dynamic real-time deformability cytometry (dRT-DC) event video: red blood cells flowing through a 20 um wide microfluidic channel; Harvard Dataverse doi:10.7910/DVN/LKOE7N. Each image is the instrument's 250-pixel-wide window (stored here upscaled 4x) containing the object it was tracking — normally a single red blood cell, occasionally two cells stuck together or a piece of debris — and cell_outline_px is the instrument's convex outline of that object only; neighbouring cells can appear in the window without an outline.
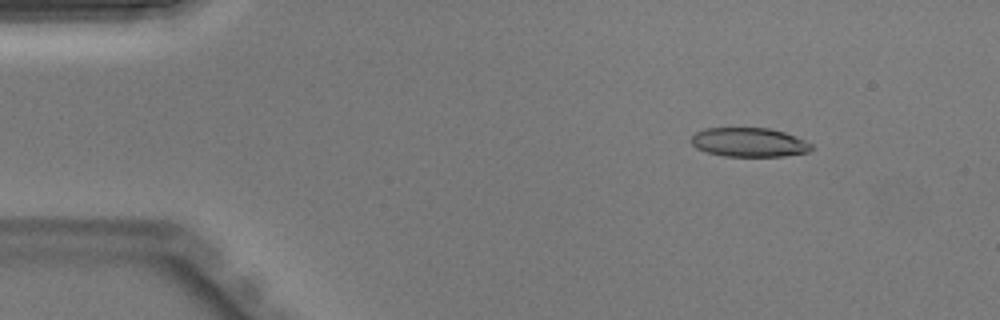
{"species": "Egyptian fruit bat (a non-hibernating species)", "species_latin": "Rousettus aegyptiacus", "temperature_condition": "warm", "stored_images_in_passage": 44, "camera_frame_rate_fps": 3000, "um_per_image_px": 0.085, "animal": {"sex": "male"}, "frame": {"image": 1, "passage_image": 5, "time_ms": 1.333, "image_size_px": [1000, 320], "cell_outline_px": [[812, 148], [808, 152], [784, 156], [724, 156], [708, 152], [696, 148], [688, 140], [696, 132], [704, 128], [768, 128], [784, 132], [796, 136], [812, 144]], "centroid_in_image_um": [63.65, 12.09], "position_along_channel_um": 21.4, "area_um2": 20.4}}
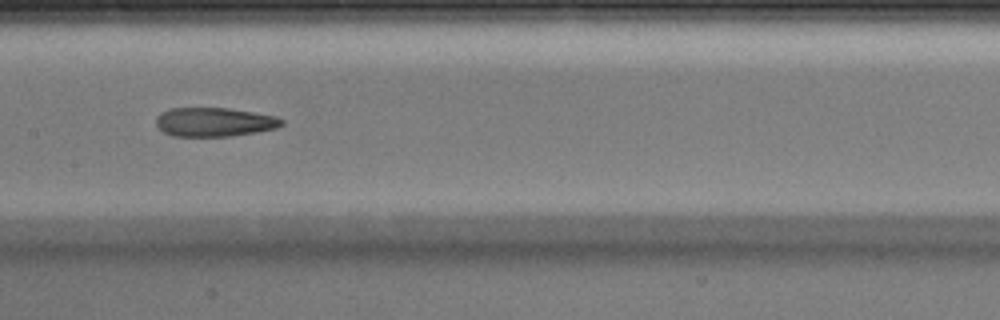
{"frame": {"image": 2, "passage_image": 21, "time_ms": 6.667, "image_size_px": [1000, 320], "cell_outline_px": [[284, 124], [276, 128], [256, 132], [232, 136], [172, 136], [164, 132], [156, 124], [156, 116], [160, 112], [172, 108], [228, 108], [276, 116], [284, 120]], "centroid_in_image_um": [18.22, 10.37], "position_along_channel_um": 189.2, "area_um2": 21.21}}
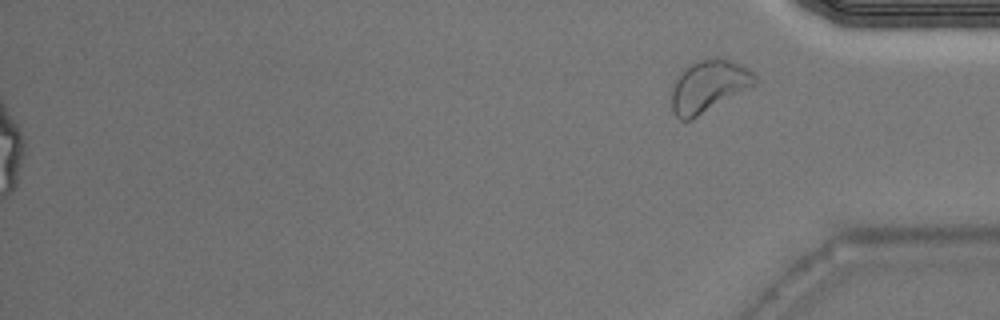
{"frame": {"image": 3, "passage_image": 44, "time_ms": 14.333, "image_size_px": [1000, 320], "cell_outline_px": [[756, 84], [692, 120], [680, 120], [672, 112], [672, 88], [680, 72], [684, 68], [696, 60], [708, 56], [716, 56], [736, 64], [752, 72], [756, 76]], "centroid_in_image_um": [60.18, 7.32], "position_along_channel_um": 375.0, "area_um2": 25.14}}